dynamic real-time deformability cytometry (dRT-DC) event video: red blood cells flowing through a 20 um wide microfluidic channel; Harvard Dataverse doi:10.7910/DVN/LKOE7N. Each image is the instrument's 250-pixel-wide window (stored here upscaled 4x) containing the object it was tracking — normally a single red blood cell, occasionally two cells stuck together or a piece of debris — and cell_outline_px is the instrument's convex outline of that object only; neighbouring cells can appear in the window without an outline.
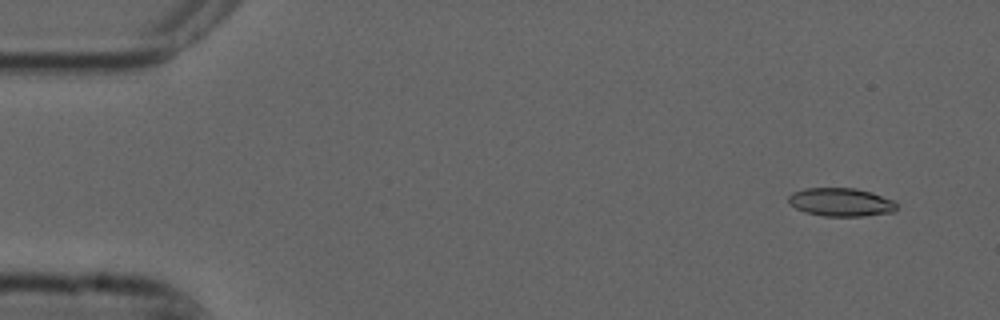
{"species": "common noctule bat (a hibernating species)", "species_latin": "Nyctalus noctula", "temperature_condition": "cold", "stored_images_in_passage": 5, "camera_frame_rate_fps": 3000, "um_per_image_px": 0.085, "animal": {"sex": "male", "forearm_length_mm": 52.5}, "frame": {"image": 1, "passage_image": 1, "time_ms": 0.0, "image_size_px": [1000, 320], "cell_outline_px": [[896, 208], [892, 212], [864, 216], [824, 216], [804, 212], [788, 204], [788, 196], [792, 192], [804, 188], [856, 188], [872, 192], [892, 200], [896, 204]], "centroid_in_image_um": [71.42, 17.18], "position_along_channel_um": 13.6, "area_um2": 17.92}}
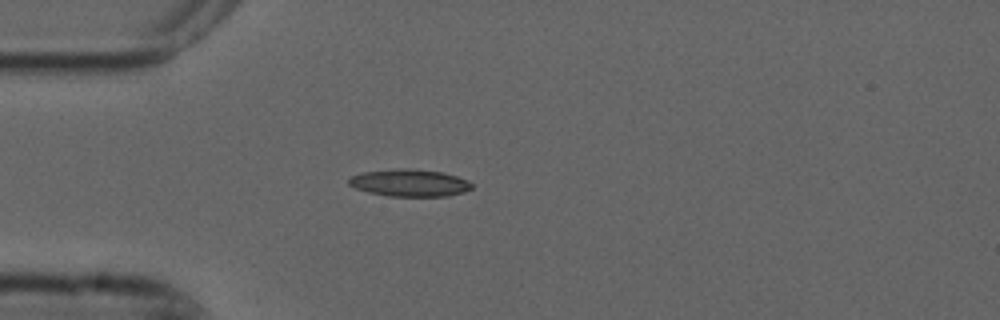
{"frame": {"image": 2, "passage_image": 4, "time_ms": 1.0, "image_size_px": [1000, 320], "cell_outline_px": [[472, 188], [464, 192], [448, 196], [388, 196], [368, 192], [356, 188], [348, 184], [348, 180], [352, 176], [364, 172], [400, 168], [408, 168], [440, 172], [456, 176], [468, 180], [472, 184]], "centroid_in_image_um": [34.83, 15.55], "position_along_channel_um": 50.2, "area_um2": 19.36}}